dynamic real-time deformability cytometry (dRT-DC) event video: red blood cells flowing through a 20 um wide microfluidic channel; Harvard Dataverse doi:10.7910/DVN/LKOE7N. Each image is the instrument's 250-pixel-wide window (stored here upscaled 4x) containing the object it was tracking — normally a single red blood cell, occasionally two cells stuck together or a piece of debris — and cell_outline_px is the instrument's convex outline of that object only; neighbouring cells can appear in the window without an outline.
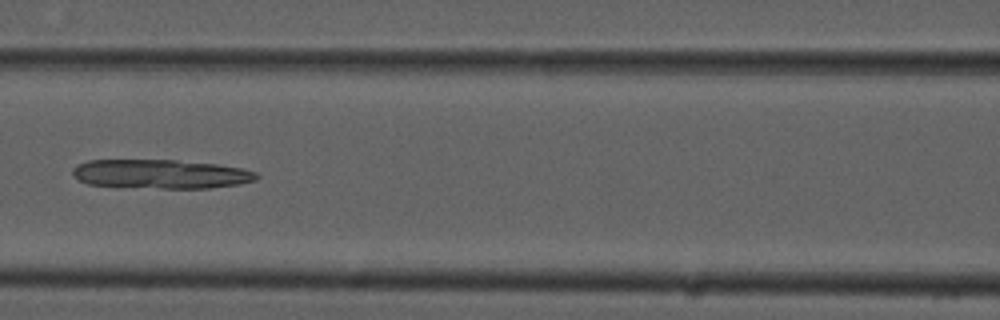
{"species": "common noctule bat (a hibernating species)", "species_latin": "Nyctalus noctula", "temperature_condition": "cold", "stored_images_in_passage": 36, "camera_frame_rate_fps": 3000, "um_per_image_px": 0.085, "animal": {"sex": "male", "forearm_length_mm": 52.5}, "frame": {"image": 1, "passage_image": 8, "time_ms": 2.333, "image_size_px": [1000, 320], "cell_outline_px": [[260, 176], [256, 180], [240, 184], [208, 188], [160, 188], [88, 184], [80, 180], [72, 172], [72, 168], [88, 160], [176, 160], [216, 164], [244, 168], [256, 172]], "centroid_in_image_um": [13.74, 14.78], "position_along_channel_um": 152.9, "area_um2": 30.98}}
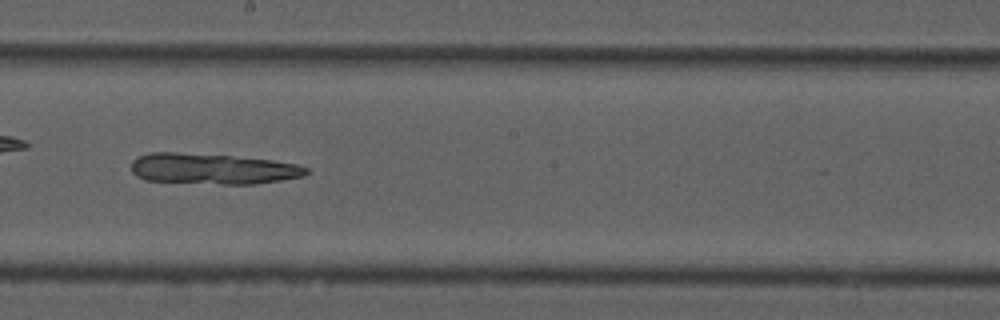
{"frame": {"image": 2, "passage_image": 14, "time_ms": 4.333, "image_size_px": [1000, 320], "cell_outline_px": [[308, 172], [304, 176], [256, 184], [220, 184], [144, 180], [136, 176], [132, 172], [132, 160], [140, 156], [152, 152], [176, 152], [232, 156], [272, 160], [296, 164], [308, 168]], "centroid_in_image_um": [18.06, 14.35], "position_along_channel_um": 230.1, "area_um2": 31.27}}
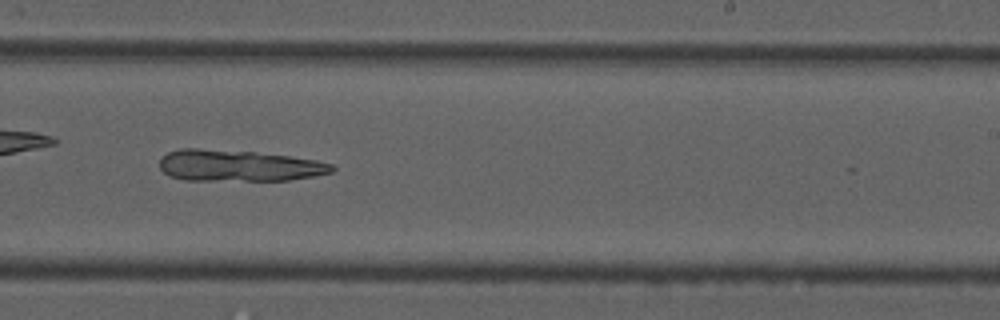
{"frame": {"image": 3, "passage_image": 17, "time_ms": 5.333, "image_size_px": [1000, 320], "cell_outline_px": [[336, 168], [332, 172], [292, 180], [184, 180], [168, 176], [160, 168], [160, 160], [168, 152], [180, 148], [200, 148], [256, 152], [288, 156], [316, 160], [332, 164]], "centroid_in_image_um": [20.26, 14.08], "position_along_channel_um": 268.7, "area_um2": 31.56}}